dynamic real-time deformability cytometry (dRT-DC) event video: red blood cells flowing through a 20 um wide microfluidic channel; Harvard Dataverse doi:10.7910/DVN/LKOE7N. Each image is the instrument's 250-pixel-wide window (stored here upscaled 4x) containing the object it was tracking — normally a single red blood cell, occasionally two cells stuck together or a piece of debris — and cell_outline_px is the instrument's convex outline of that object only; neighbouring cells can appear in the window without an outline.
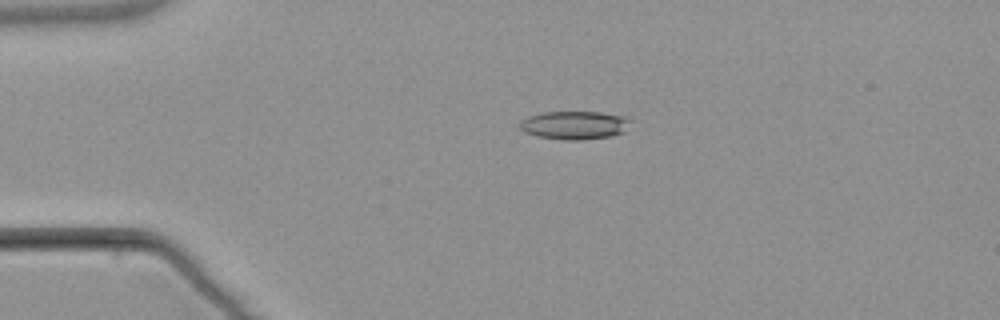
{"species": "common noctule bat (a hibernating species)", "species_latin": "Nyctalus noctula", "temperature_condition": "warm", "stored_images_in_passage": 2, "camera_frame_rate_fps": 3000, "um_per_image_px": 0.085, "animal": {"sex": "male", "body_mass_g": 21.5, "forearm_length_mm": 52.0}, "frame": {"image": 1, "passage_image": 1, "time_ms": 0.0, "image_size_px": [1000, 320], "cell_outline_px": [[628, 120], [624, 132], [612, 136], [584, 140], [564, 140], [536, 136], [524, 132], [520, 128], [520, 120], [528, 116], [540, 112], [600, 112], [628, 116]], "centroid_in_image_um": [48.79, 10.64], "position_along_channel_um": 36.2, "area_um2": 18.38}}